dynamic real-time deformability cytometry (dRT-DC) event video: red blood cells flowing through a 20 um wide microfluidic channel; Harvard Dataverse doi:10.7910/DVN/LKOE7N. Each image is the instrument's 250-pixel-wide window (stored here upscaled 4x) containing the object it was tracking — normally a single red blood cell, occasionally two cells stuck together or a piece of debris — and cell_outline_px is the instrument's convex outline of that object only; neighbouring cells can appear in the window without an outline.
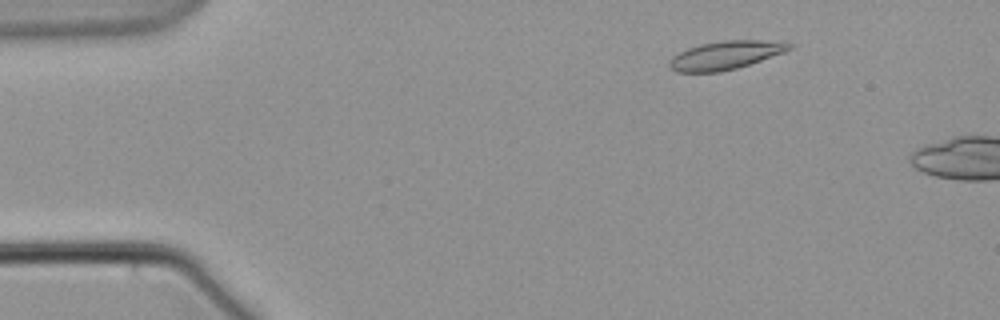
{"species": "common noctule bat (a hibernating species)", "species_latin": "Nyctalus noctula", "temperature_condition": "warm", "stored_images_in_passage": 15, "camera_frame_rate_fps": 3000, "um_per_image_px": 0.085, "animal": {"sex": "male", "body_mass_g": 21.5, "forearm_length_mm": 52.0}, "frame": {"image": 1, "passage_image": 6, "time_ms": 1.667, "image_size_px": [1000, 320], "cell_outline_px": [[796, 44], [792, 48], [784, 52], [736, 68], [720, 72], [676, 72], [668, 68], [668, 60], [672, 56], [688, 48], [700, 44], [720, 40], [760, 40]], "centroid_in_image_um": [61.61, 4.69], "position_along_channel_um": 23.4, "area_um2": 19.83}}